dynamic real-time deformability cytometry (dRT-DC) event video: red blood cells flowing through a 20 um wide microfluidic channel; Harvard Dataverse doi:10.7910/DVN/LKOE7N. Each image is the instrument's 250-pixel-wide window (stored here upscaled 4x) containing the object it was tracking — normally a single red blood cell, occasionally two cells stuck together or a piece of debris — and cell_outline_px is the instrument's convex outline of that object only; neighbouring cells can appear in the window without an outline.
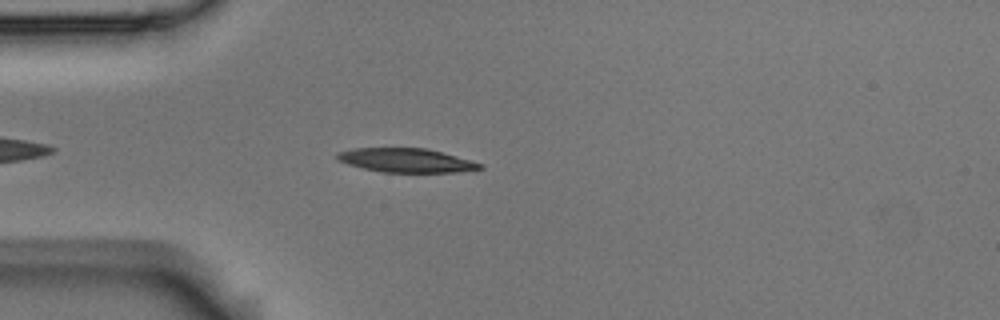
{"species": "Egyptian fruit bat (a non-hibernating species)", "species_latin": "Rousettus aegyptiacus", "temperature_condition": "room temperature", "stored_images_in_passage": 4, "camera_frame_rate_fps": 3000, "um_per_image_px": 0.085, "animal": {"sex": "male"}, "frame": {"image": 1, "passage_image": 4, "time_ms": 1.0, "image_size_px": [1000, 320], "cell_outline_px": [[484, 168], [456, 172], [380, 172], [348, 164], [336, 160], [336, 152], [352, 148], [428, 148], [484, 164]], "centroid_in_image_um": [34.5, 13.62], "position_along_channel_um": 50.5, "area_um2": 20.0}}